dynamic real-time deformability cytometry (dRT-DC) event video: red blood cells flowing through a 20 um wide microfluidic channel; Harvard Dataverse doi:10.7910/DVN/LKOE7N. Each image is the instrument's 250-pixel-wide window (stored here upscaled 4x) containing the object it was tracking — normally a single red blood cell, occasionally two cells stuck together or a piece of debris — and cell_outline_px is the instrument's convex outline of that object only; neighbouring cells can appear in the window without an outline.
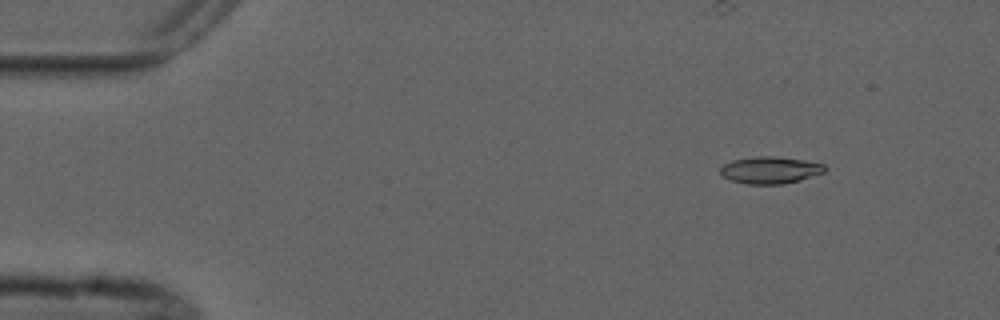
{"species": "common noctule bat (a hibernating species)", "species_latin": "Nyctalus noctula", "temperature_condition": "cold", "stored_images_in_passage": 5, "camera_frame_rate_fps": 3000, "um_per_image_px": 0.085, "animal": {"sex": "male", "forearm_length_mm": 52.5}, "frame": {"image": 1, "passage_image": 1, "time_ms": 0.0, "image_size_px": [1000, 320], "cell_outline_px": [[828, 168], [824, 172], [800, 180], [780, 184], [748, 184], [732, 180], [724, 176], [720, 172], [720, 168], [724, 164], [732, 160], [756, 156], [776, 156], [804, 160], [824, 164]], "centroid_in_image_um": [65.49, 14.44], "position_along_channel_um": 19.5, "area_um2": 16.36}}
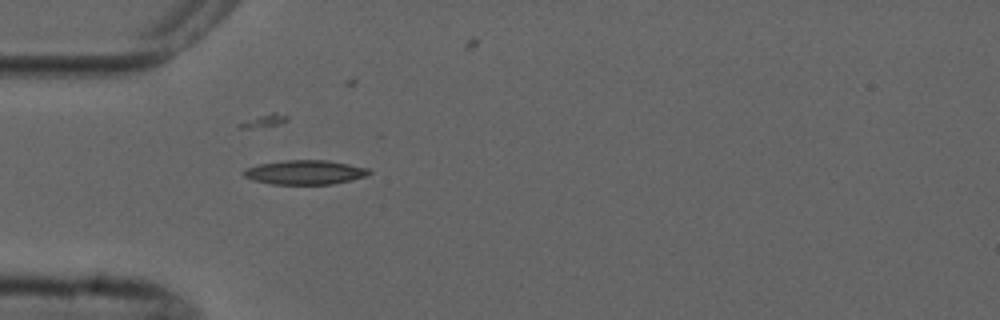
{"frame": {"image": 2, "passage_image": 4, "time_ms": 3.333, "image_size_px": [1000, 320], "cell_outline_px": [[372, 172], [368, 176], [352, 180], [332, 184], [272, 184], [252, 180], [244, 176], [240, 172], [244, 168], [260, 164], [284, 160], [328, 160], [368, 168]], "centroid_in_image_um": [25.91, 14.64], "position_along_channel_um": 59.1, "area_um2": 17.92}}